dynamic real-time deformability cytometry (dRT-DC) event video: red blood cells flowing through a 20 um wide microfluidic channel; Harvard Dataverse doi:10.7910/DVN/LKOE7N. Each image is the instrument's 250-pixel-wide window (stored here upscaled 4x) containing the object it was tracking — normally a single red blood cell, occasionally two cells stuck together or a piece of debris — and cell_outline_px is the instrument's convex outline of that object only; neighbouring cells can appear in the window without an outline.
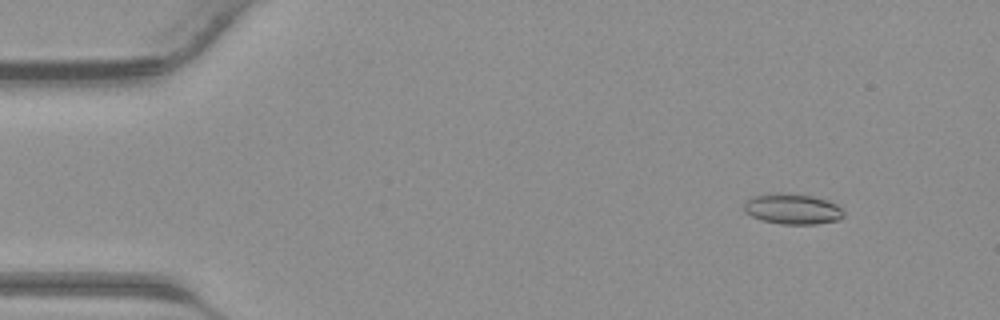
{"species": "common noctule bat (a hibernating species)", "species_latin": "Nyctalus noctula", "temperature_condition": "warm", "stored_images_in_passage": 41, "camera_frame_rate_fps": 3000, "um_per_image_px": 0.085, "animal": {"sex": "male", "body_mass_g": 23.1, "forearm_length_mm": 52.7}, "frame": {"image": 1, "passage_image": 5, "time_ms": 1.333, "image_size_px": [1000, 320], "cell_outline_px": [[844, 216], [840, 220], [816, 224], [780, 224], [764, 220], [752, 216], [744, 212], [744, 204], [752, 196], [776, 192], [784, 192], [812, 196], [828, 200], [836, 204], [844, 212]], "centroid_in_image_um": [67.38, 17.75], "position_along_channel_um": 17.6, "area_um2": 17.86}}
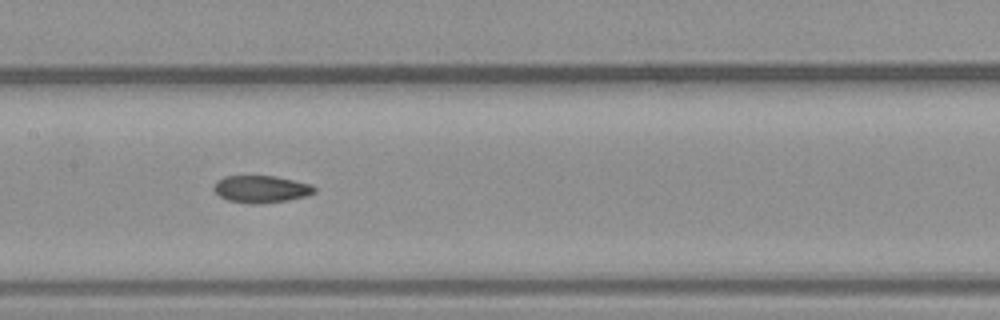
{"frame": {"image": 2, "passage_image": 21, "time_ms": 6.667, "image_size_px": [1000, 320], "cell_outline_px": [[316, 192], [308, 196], [288, 200], [260, 204], [252, 204], [228, 200], [220, 196], [212, 188], [216, 180], [224, 176], [276, 176], [312, 184], [316, 188]], "centroid_in_image_um": [22.22, 16.07], "position_along_channel_um": 185.2, "area_um2": 16.13}}
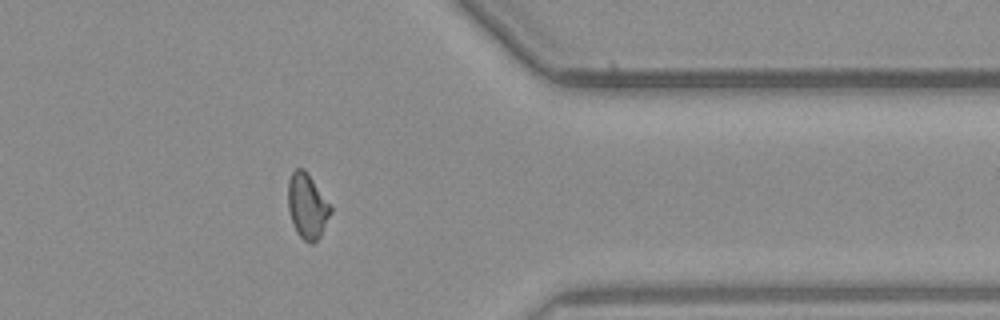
{"frame": {"image": 3, "passage_image": 34, "time_ms": 11.0, "image_size_px": [1000, 320], "cell_outline_px": [[332, 212], [320, 236], [312, 244], [308, 244], [296, 232], [292, 224], [288, 208], [288, 180], [292, 172], [296, 168], [304, 168], [332, 208]], "centroid_in_image_um": [26.1, 17.53], "position_along_channel_um": 385.3, "area_um2": 16.07}}